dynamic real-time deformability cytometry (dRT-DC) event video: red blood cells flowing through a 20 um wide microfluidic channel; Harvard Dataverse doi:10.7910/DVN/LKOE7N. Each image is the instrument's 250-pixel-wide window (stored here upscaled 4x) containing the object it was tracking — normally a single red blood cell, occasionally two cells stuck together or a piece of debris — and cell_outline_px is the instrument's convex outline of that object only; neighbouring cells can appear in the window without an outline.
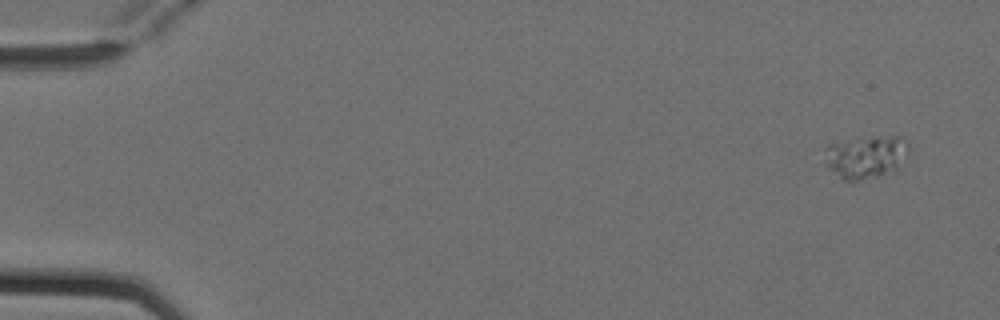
{"species": "Egyptian fruit bat (a non-hibernating species)", "species_latin": "Rousettus aegyptiacus", "temperature_condition": "cold", "stored_images_in_passage": 5, "camera_frame_rate_fps": 3000, "um_per_image_px": 0.085, "animal": {"sex": "female"}, "frame": {"image": 1, "passage_image": 1, "time_ms": 0.0, "image_size_px": [1000, 320], "cell_outline_px": [[908, 156], [900, 168], [856, 180], [844, 180], [828, 168], [828, 144], [860, 136], [900, 136], [908, 140]], "centroid_in_image_um": [73.68, 13.27], "position_along_channel_um": 11.3, "area_um2": 20.75}}
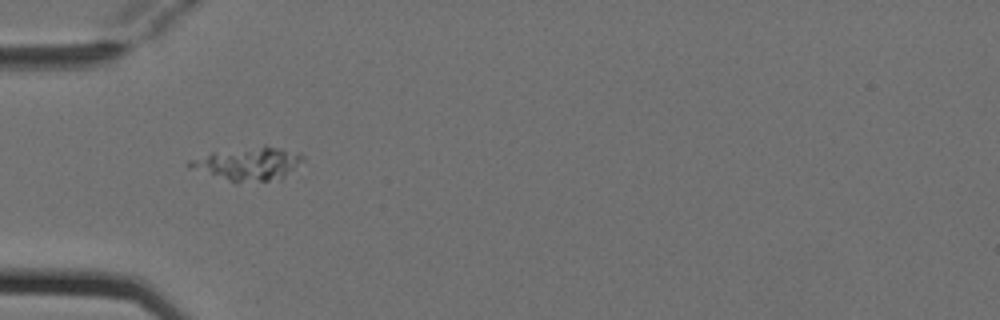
{"frame": {"image": 2, "passage_image": 4, "time_ms": 1.0, "image_size_px": [1000, 320], "cell_outline_px": [[304, 160], [280, 180], [236, 184], [188, 168], [184, 164], [188, 160], [212, 152], [264, 144], [300, 152], [304, 156]], "centroid_in_image_um": [21.07, 13.92], "position_along_channel_um": 63.9, "area_um2": 22.89}}
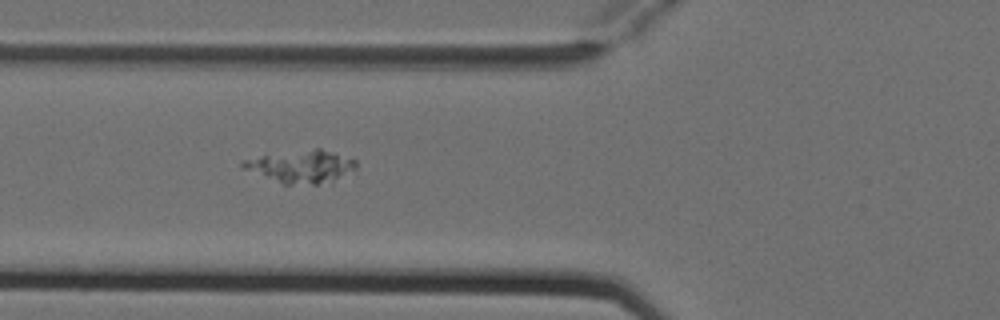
{"frame": {"image": 3, "passage_image": 5, "time_ms": 1.333, "image_size_px": [1000, 320], "cell_outline_px": [[356, 168], [332, 184], [284, 184], [244, 168], [240, 164], [244, 160], [264, 156], [316, 148], [320, 148], [352, 156], [356, 160]], "centroid_in_image_um": [25.77, 14.16], "position_along_channel_um": 100.0, "area_um2": 21.39}}